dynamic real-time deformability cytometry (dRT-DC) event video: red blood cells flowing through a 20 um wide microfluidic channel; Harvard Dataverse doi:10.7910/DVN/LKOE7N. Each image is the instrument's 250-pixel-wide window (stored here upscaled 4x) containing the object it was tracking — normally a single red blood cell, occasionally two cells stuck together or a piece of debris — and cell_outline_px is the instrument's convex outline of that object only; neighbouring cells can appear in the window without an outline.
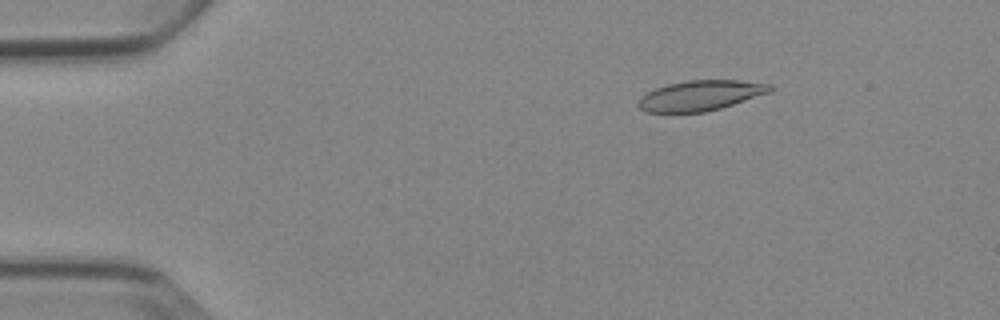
{"species": "Egyptian fruit bat (a non-hibernating species)", "species_latin": "Rousettus aegyptiacus", "temperature_condition": "cold", "stored_images_in_passage": 5, "camera_frame_rate_fps": 3000, "um_per_image_px": 0.085, "animal": {"sex": "female"}, "frame": {"image": 1, "passage_image": 3, "time_ms": 2.333, "image_size_px": [1000, 320], "cell_outline_px": [[772, 92], [720, 108], [704, 112], [644, 112], [636, 104], [640, 96], [656, 88], [668, 84], [688, 80], [736, 80], [772, 84]], "centroid_in_image_um": [59.53, 8.12], "position_along_channel_um": 25.5, "area_um2": 23.18}}